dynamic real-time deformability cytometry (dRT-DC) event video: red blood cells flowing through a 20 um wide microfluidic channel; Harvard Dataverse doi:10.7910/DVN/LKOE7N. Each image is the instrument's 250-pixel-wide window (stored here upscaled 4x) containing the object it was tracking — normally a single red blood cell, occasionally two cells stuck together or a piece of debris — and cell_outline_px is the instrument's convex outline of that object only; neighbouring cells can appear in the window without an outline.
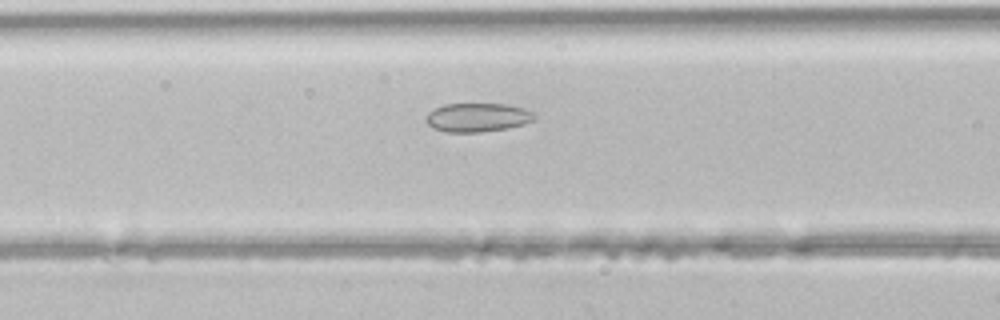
{"species": "common noctule bat (a hibernating species)", "species_latin": "Nyctalus noctula", "temperature_condition": "room temperature", "stored_images_in_passage": 30, "camera_frame_rate_fps": 3000, "um_per_image_px": 0.085, "animal": {"sex": "male", "body_mass_g": 21.5, "forearm_length_mm": 52.0}, "frame": {"image": 1, "passage_image": 11, "time_ms": 3.333, "image_size_px": [1000, 320], "cell_outline_px": [[536, 120], [524, 124], [508, 128], [480, 132], [444, 132], [432, 128], [424, 120], [428, 112], [444, 104], [508, 104], [524, 108], [536, 112]], "centroid_in_image_um": [40.62, 9.98], "position_along_channel_um": 126.0, "area_um2": 18.5}}
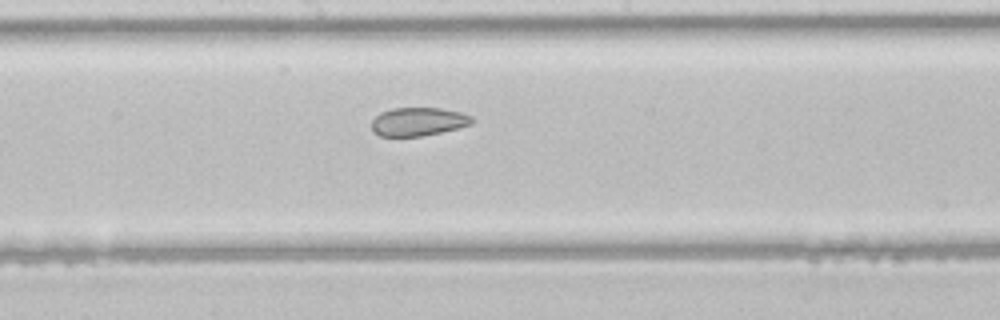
{"frame": {"image": 2, "passage_image": 17, "time_ms": 5.333, "image_size_px": [1000, 320], "cell_outline_px": [[472, 124], [440, 132], [420, 136], [380, 136], [372, 132], [372, 120], [380, 112], [392, 108], [440, 108], [460, 112], [472, 116]], "centroid_in_image_um": [35.51, 10.33], "position_along_channel_um": 212.7, "area_um2": 16.53}}
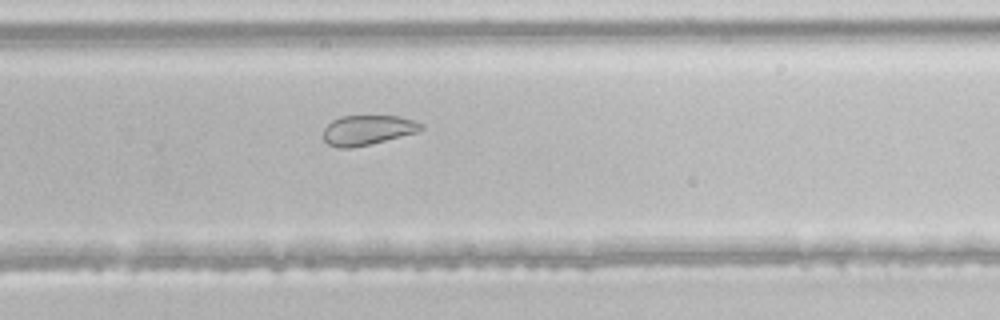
{"frame": {"image": 3, "passage_image": 23, "time_ms": 7.333, "image_size_px": [1000, 320], "cell_outline_px": [[424, 128], [416, 132], [352, 148], [336, 148], [328, 144], [324, 140], [324, 128], [332, 120], [340, 116], [400, 116], [424, 124]], "centroid_in_image_um": [31.21, 11.05], "position_along_channel_um": 298.6, "area_um2": 16.82}}